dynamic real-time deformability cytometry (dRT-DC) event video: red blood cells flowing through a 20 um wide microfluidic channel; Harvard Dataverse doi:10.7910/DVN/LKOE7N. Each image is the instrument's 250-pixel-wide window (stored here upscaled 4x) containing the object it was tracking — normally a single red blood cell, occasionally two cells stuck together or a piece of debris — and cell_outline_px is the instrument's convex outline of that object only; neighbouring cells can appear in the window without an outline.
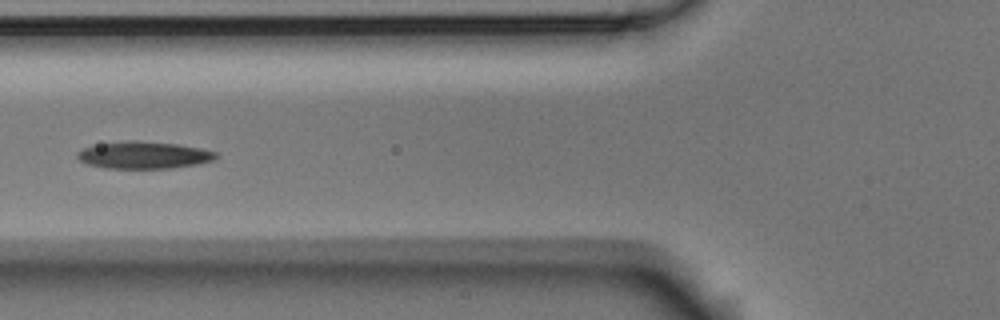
{"species": "Egyptian fruit bat (a non-hibernating species)", "species_latin": "Rousettus aegyptiacus", "temperature_condition": "room temperature", "stored_images_in_passage": 4, "camera_frame_rate_fps": 3000, "um_per_image_px": 0.085, "animal": {"sex": "male"}, "frame": {"image": 1, "passage_image": 4, "time_ms": 1.0, "image_size_px": [1000, 320], "cell_outline_px": [[220, 156], [216, 160], [196, 164], [172, 168], [104, 168], [88, 164], [80, 160], [76, 156], [76, 152], [84, 148], [100, 144], [128, 140], [136, 140], [176, 144], [200, 148], [216, 152]], "centroid_in_image_um": [12.25, 13.18], "position_along_channel_um": 113.6, "area_um2": 21.91}}